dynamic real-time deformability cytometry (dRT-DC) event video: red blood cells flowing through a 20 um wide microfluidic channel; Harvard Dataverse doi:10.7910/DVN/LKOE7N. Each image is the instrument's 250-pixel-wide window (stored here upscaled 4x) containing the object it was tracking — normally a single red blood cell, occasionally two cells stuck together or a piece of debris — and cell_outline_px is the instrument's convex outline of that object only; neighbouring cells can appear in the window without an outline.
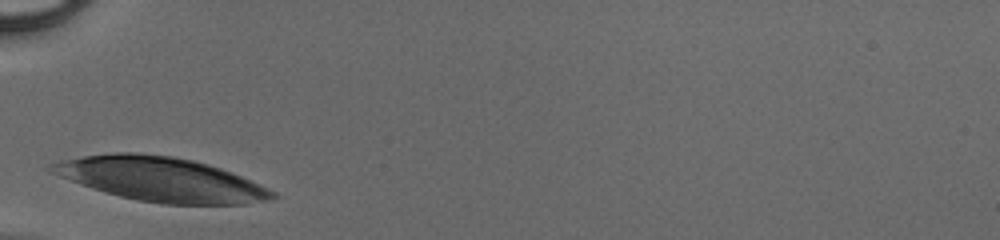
{"species": "human", "species_latin": "Homo sapiens", "temperature_condition": "cold", "stored_images_in_passage": 25, "camera_frame_rate_fps": 3000, "um_per_image_px": 0.085, "donor": {"sex": "male"}, "frame": {"image": 1, "passage_image": 1, "time_ms": 0.0, "image_size_px": [1000, 240], "cell_outline_px": [[276, 196], [264, 200], [244, 204], [164, 204], [140, 200], [120, 196], [104, 192], [92, 188], [60, 176], [52, 172], [52, 164], [64, 160], [84, 156], [112, 152], [136, 152], [172, 156], [192, 160], [208, 164], [232, 172], [268, 188], [276, 192]], "centroid_in_image_um": [13.71, 15.23], "position_along_channel_um": 71.3, "area_um2": 56.01}}
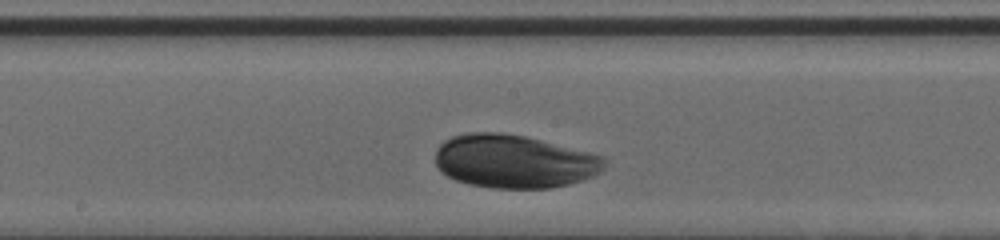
{"frame": {"image": 2, "passage_image": 11, "time_ms": 3.333, "image_size_px": [1000, 240], "cell_outline_px": [[604, 168], [600, 172], [584, 180], [552, 188], [492, 188], [468, 184], [456, 180], [440, 172], [436, 164], [436, 148], [444, 140], [452, 136], [468, 132], [500, 132], [524, 136], [604, 156]], "centroid_in_image_um": [43.66, 13.72], "position_along_channel_um": 204.5, "area_um2": 52.6}}
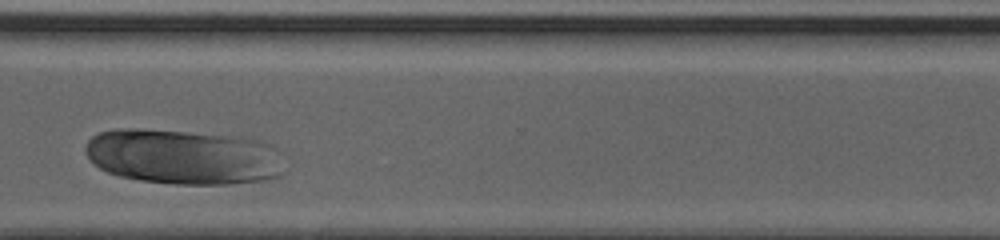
{"frame": {"image": 3, "passage_image": 22, "time_ms": 7.0, "image_size_px": [1000, 240], "cell_outline_px": [[284, 172], [280, 176], [268, 180], [228, 184], [176, 184], [140, 180], [120, 176], [108, 172], [100, 168], [84, 152], [84, 148], [88, 140], [92, 136], [100, 132], [116, 128], [136, 128], [240, 136], [260, 140], [276, 148]], "centroid_in_image_um": [15.58, 13.32], "position_along_channel_um": 355.0, "area_um2": 64.22}}